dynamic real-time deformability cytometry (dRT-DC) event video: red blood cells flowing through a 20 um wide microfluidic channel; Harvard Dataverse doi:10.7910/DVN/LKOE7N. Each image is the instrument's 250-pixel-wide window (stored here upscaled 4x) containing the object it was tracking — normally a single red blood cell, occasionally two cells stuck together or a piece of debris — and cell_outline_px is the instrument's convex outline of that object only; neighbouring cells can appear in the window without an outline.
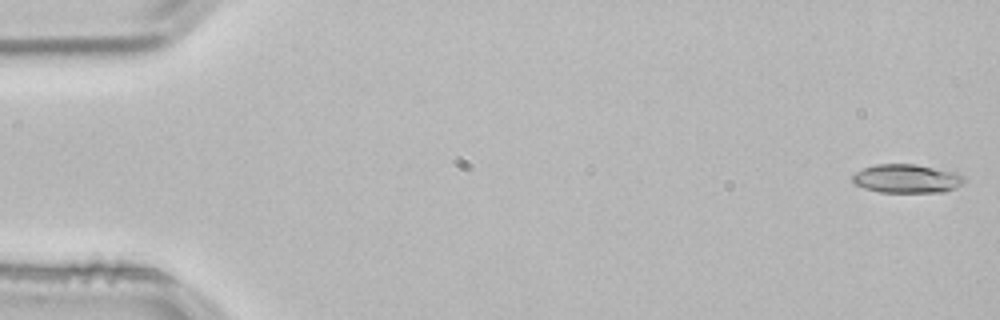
{"species": "common noctule bat (a hibernating species)", "species_latin": "Nyctalus noctula", "temperature_condition": "room temperature", "stored_images_in_passage": 53, "camera_frame_rate_fps": 3000, "um_per_image_px": 0.085, "animal": {"sex": "male", "body_mass_g": 21.5, "forearm_length_mm": 52.0}, "frame": {"image": 1, "passage_image": 1, "time_ms": 0.0, "image_size_px": [1000, 320], "cell_outline_px": [[968, 176], [956, 188], [944, 192], [880, 192], [864, 188], [856, 184], [852, 180], [852, 176], [856, 172], [864, 168], [876, 164], [916, 164], [956, 172]], "centroid_in_image_um": [77.11, 15.18], "position_along_channel_um": 7.9, "area_um2": 18.73}}
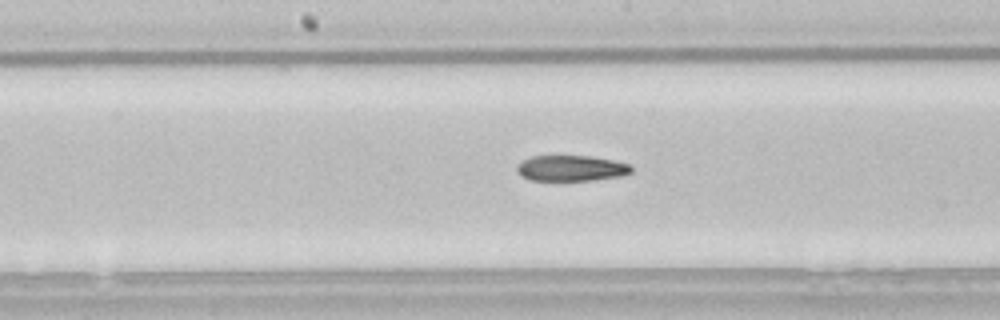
{"frame": {"image": 2, "passage_image": 27, "time_ms": 8.667, "image_size_px": [1000, 320], "cell_outline_px": [[632, 172], [620, 176], [592, 180], [528, 180], [520, 176], [516, 168], [524, 160], [532, 156], [592, 156], [632, 164]], "centroid_in_image_um": [48.57, 14.3], "position_along_channel_um": 199.6, "area_um2": 17.11}}
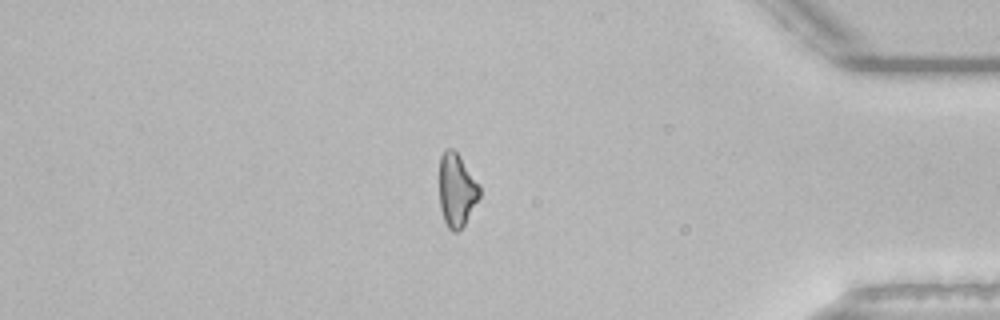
{"frame": {"image": 3, "passage_image": 45, "time_ms": 14.667, "image_size_px": [1000, 320], "cell_outline_px": [[480, 196], [464, 224], [456, 232], [452, 232], [448, 228], [444, 220], [440, 208], [440, 156], [444, 148], [452, 148], [460, 156], [480, 184]], "centroid_in_image_um": [38.82, 16.13], "position_along_channel_um": 396.4, "area_um2": 17.17}, "authors_computed_cell_mechanics": {"area_um2": 18.0914, "velocity_mm_per_s": 3.8371, "shape_relaxation_time_tau1_ms": 9.2112, "shape_relaxation_time_tau2_ms": 8.2777, "deformation_change_tau1": 0.1932, "deformation_change_tau2": 0.1874}}